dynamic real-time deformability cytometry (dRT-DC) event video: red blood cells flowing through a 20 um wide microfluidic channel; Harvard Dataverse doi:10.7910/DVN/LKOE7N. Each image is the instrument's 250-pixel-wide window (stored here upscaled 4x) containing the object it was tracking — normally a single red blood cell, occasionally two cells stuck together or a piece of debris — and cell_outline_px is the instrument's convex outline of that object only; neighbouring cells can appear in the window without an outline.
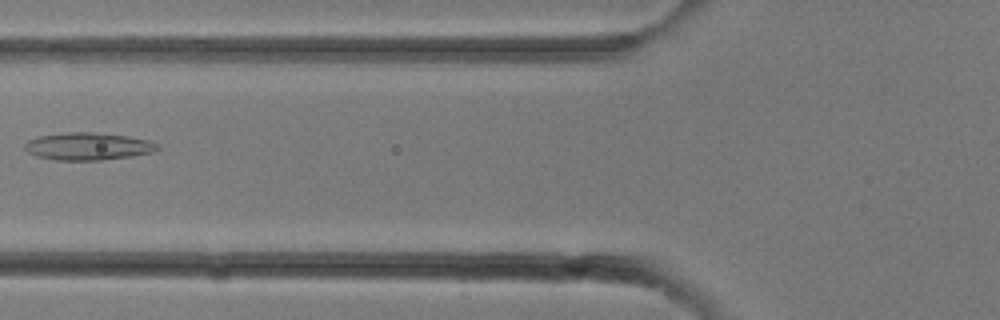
{"species": "common noctule bat (a hibernating species)", "species_latin": "Nyctalus noctula", "temperature_condition": "room temperature", "stored_images_in_passage": 7, "camera_frame_rate_fps": 3000, "um_per_image_px": 0.085, "animal": {"sex": "female"}, "frame": {"image": 1, "passage_image": 3, "time_ms": 0.667, "image_size_px": [1000, 320], "cell_outline_px": [[160, 148], [152, 152], [132, 156], [100, 160], [56, 160], [36, 156], [28, 152], [24, 148], [24, 144], [28, 140], [40, 136], [68, 132], [92, 132], [128, 136], [152, 140], [160, 144]], "centroid_in_image_um": [7.52, 12.43], "position_along_channel_um": 118.3, "area_um2": 21.33}}
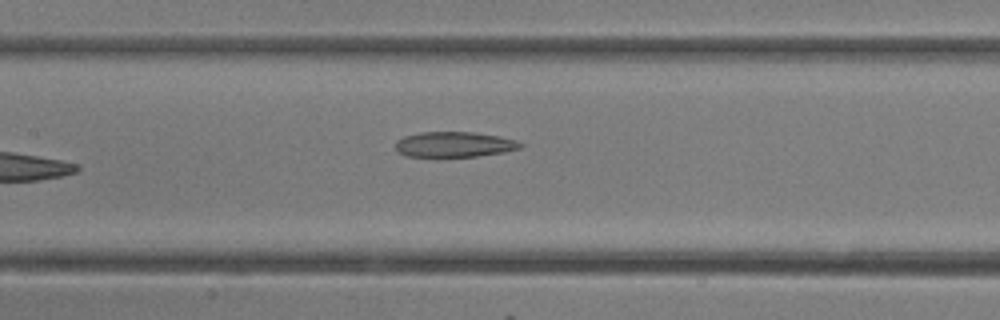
{"frame": {"image": 2, "passage_image": 5, "time_ms": 1.333, "image_size_px": [1000, 320], "cell_outline_px": [[524, 144], [520, 148], [504, 152], [476, 156], [436, 160], [404, 156], [396, 152], [392, 144], [396, 140], [404, 136], [420, 132], [472, 132], [496, 136], [516, 140]], "centroid_in_image_um": [38.46, 12.33], "position_along_channel_um": 168.9, "area_um2": 19.54}}
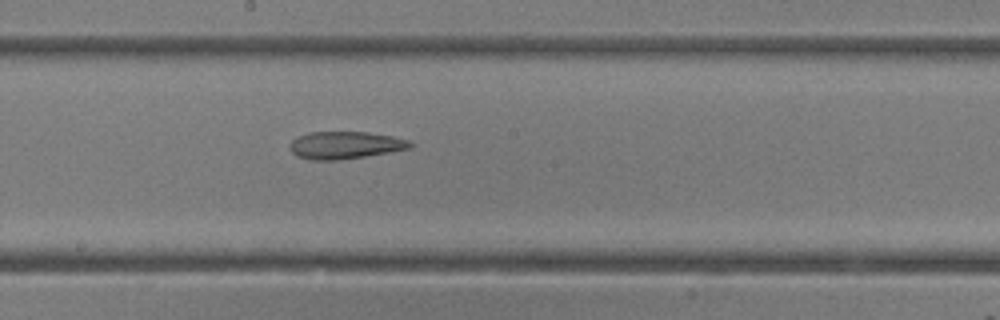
{"frame": {"image": 3, "passage_image": 7, "time_ms": 2.0, "image_size_px": [1000, 320], "cell_outline_px": [[416, 144], [412, 148], [340, 160], [308, 160], [296, 156], [288, 148], [288, 144], [296, 136], [308, 132], [368, 132], [392, 136], [408, 140]], "centroid_in_image_um": [29.3, 12.34], "position_along_channel_um": 218.9, "area_um2": 19.48}}